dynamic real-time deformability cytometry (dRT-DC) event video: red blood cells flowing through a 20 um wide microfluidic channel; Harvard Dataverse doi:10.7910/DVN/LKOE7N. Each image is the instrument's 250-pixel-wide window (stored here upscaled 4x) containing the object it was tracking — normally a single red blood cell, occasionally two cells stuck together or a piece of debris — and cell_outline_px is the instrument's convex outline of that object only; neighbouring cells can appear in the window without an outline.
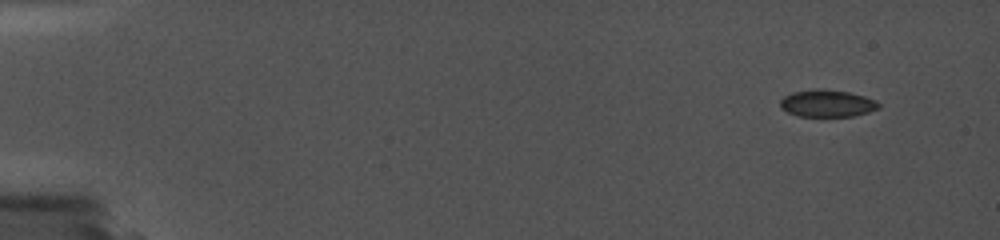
{"species": "common noctule bat (a hibernating species)", "species_latin": "Nyctalus noctula", "temperature_condition": "cold", "stored_images_in_passage": 3, "segment_of_instrument_passage": [1, 2], "camera_frame_rate_fps": 5000, "um_per_image_px": 0.085, "animal": {"sex": "female", "body_mass_g": 19.0, "forearm_length_mm": 56.7}, "frame": {"image": 1, "passage_image": 1, "time_ms": 0.0, "image_size_px": [1000, 240], "cell_outline_px": [[876, 104], [872, 108], [848, 116], [804, 116], [792, 112], [784, 108], [780, 104], [788, 96], [800, 92], [844, 92], [868, 100]], "centroid_in_image_um": [70.21, 8.84], "position_along_channel_um": 14.8, "area_um2": 12.95}}